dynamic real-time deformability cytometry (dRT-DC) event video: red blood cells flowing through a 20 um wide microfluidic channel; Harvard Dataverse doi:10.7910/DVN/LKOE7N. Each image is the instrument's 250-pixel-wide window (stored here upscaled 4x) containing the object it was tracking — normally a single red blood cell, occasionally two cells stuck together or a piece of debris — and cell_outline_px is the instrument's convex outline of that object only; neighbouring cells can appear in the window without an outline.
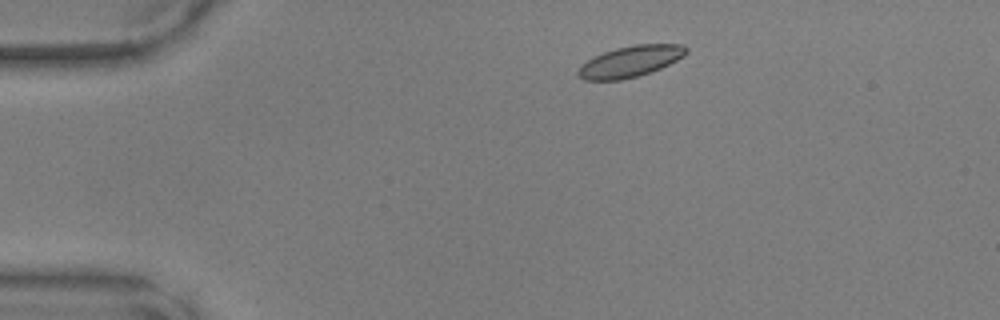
{"species": "common noctule bat (a hibernating species)", "species_latin": "Nyctalus noctula", "temperature_condition": "warm", "stored_images_in_passage": 34, "camera_frame_rate_fps": 3000, "um_per_image_px": 0.085, "animal": {"sex": "male", "body_mass_g": 17.9, "forearm_length_mm": 54.2}, "frame": {"image": 1, "passage_image": 1, "time_ms": 0.0, "image_size_px": [1000, 320], "cell_outline_px": [[688, 52], [684, 56], [660, 68], [636, 76], [620, 80], [584, 80], [576, 72], [580, 64], [604, 52], [616, 48], [636, 44], [684, 44], [688, 48]], "centroid_in_image_um": [53.58, 5.21], "position_along_channel_um": 31.4, "area_um2": 19.42}}
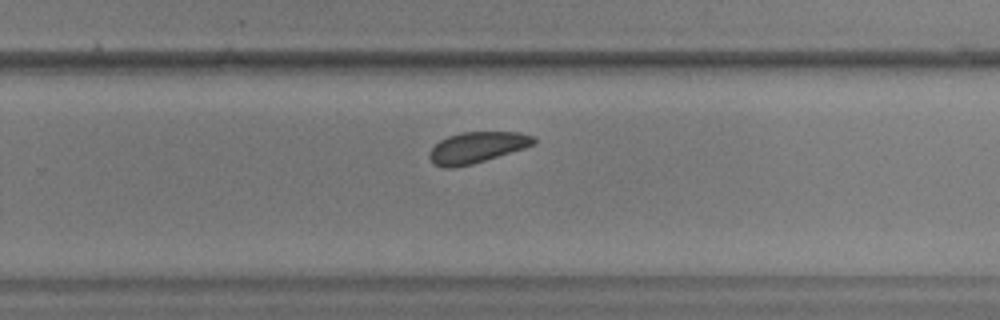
{"frame": {"image": 2, "passage_image": 24, "time_ms": 7.667, "image_size_px": [1000, 320], "cell_outline_px": [[536, 144], [524, 148], [472, 164], [452, 168], [444, 168], [436, 164], [428, 156], [428, 152], [440, 140], [448, 136], [460, 132], [520, 132], [532, 136], [536, 140]], "centroid_in_image_um": [40.53, 12.52], "position_along_channel_um": 289.3, "area_um2": 18.73}}
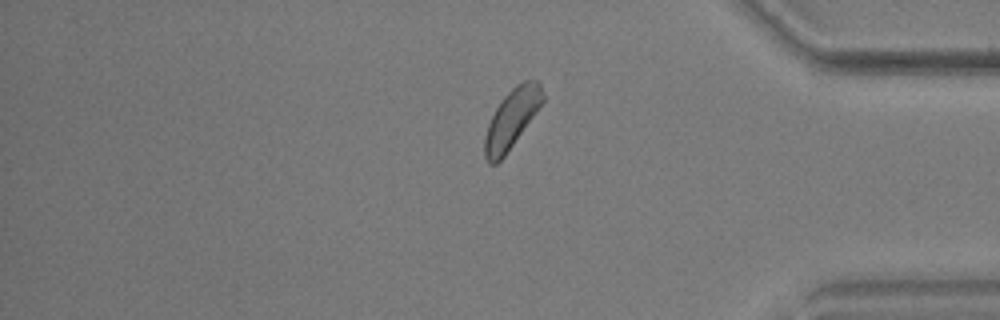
{"frame": {"image": 3, "passage_image": 33, "time_ms": 10.667, "image_size_px": [1000, 320], "cell_outline_px": [[544, 100], [504, 156], [496, 164], [488, 164], [484, 156], [484, 136], [488, 124], [496, 108], [504, 96], [516, 84], [524, 80], [536, 80], [540, 84], [544, 96]], "centroid_in_image_um": [43.46, 10.09], "position_along_channel_um": 391.7, "area_um2": 19.54}}